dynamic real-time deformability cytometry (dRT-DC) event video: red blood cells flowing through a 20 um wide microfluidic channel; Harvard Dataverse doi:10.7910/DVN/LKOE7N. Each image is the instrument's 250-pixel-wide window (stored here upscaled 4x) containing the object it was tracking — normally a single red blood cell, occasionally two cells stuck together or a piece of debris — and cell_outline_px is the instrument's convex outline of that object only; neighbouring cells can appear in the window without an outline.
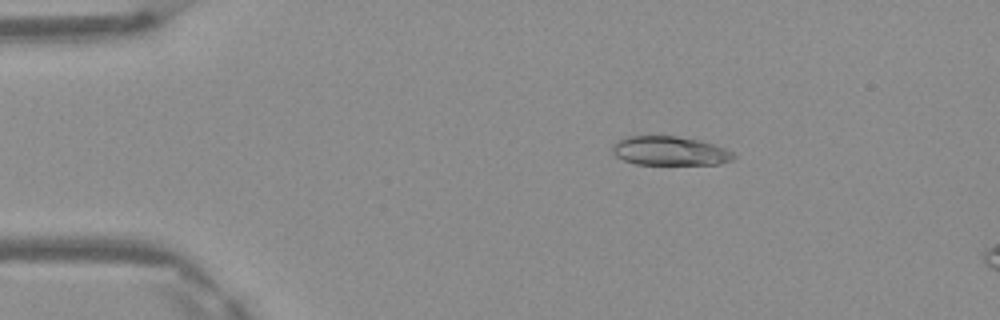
{"species": "Egyptian fruit bat (a non-hibernating species)", "species_latin": "Rousettus aegyptiacus", "temperature_condition": "warm", "stored_images_in_passage": 15, "camera_frame_rate_fps": 3000, "um_per_image_px": 0.085, "frame": {"image": 1, "passage_image": 9, "time_ms": 2.667, "image_size_px": [1000, 320], "cell_outline_px": [[736, 156], [732, 160], [720, 164], [636, 164], [624, 160], [616, 156], [612, 152], [612, 144], [616, 140], [628, 136], [676, 136], [700, 140], [724, 148], [732, 152]], "centroid_in_image_um": [56.91, 12.82], "position_along_channel_um": 28.1, "area_um2": 20.52}}